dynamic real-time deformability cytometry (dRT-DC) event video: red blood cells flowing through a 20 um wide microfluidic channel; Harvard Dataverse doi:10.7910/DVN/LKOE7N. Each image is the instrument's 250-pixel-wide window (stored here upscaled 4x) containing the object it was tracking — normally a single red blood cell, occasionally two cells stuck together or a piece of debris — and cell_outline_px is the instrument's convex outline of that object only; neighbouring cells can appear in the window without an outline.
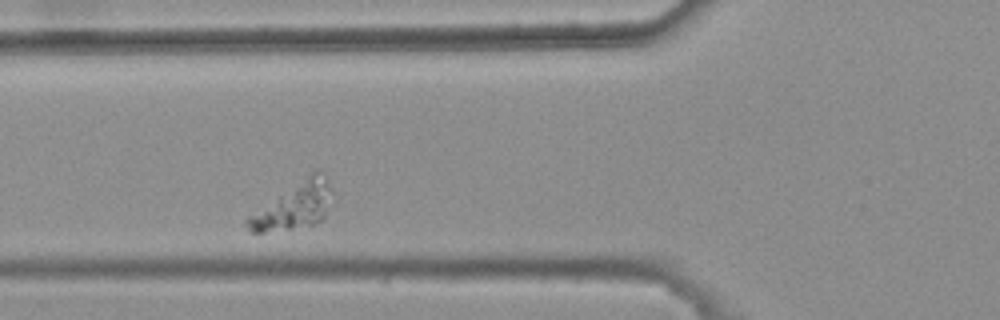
{"species": "common noctule bat (a hibernating species)", "species_latin": "Nyctalus noctula", "temperature_condition": "warm", "stored_images_in_passage": 3, "camera_frame_rate_fps": 3000, "um_per_image_px": 0.085, "animal": {"sex": "female", "body_mass_g": 25.1}, "frame": {"image": 1, "passage_image": 2, "time_ms": 0.333, "image_size_px": [1000, 320], "cell_outline_px": [[332, 192], [324, 220], [312, 224], [264, 232], [252, 232], [244, 224], [244, 220], [248, 216], [316, 168], [324, 168]], "centroid_in_image_um": [25.03, 17.44], "position_along_channel_um": 100.8, "area_um2": 22.77}}
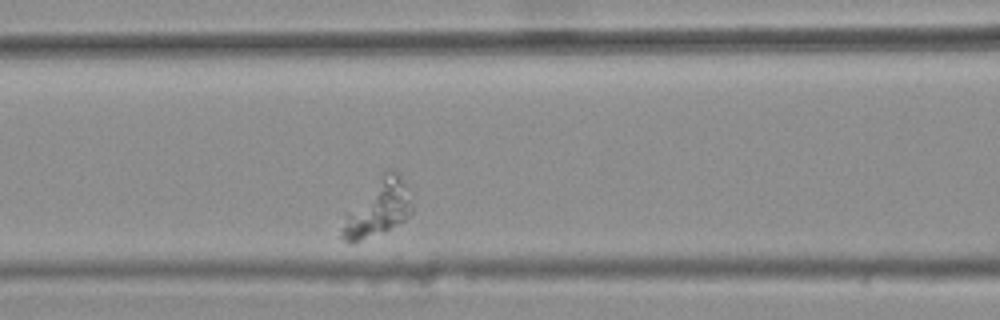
{"frame": {"image": 2, "passage_image": 3, "time_ms": 0.667, "image_size_px": [1000, 320], "cell_outline_px": [[412, 212], [404, 220], [388, 228], [352, 244], [344, 240], [340, 236], [348, 216], [380, 172], [388, 168], [392, 168], [408, 184], [412, 208]], "centroid_in_image_um": [32.21, 17.64], "position_along_channel_um": 134.4, "area_um2": 22.02}}